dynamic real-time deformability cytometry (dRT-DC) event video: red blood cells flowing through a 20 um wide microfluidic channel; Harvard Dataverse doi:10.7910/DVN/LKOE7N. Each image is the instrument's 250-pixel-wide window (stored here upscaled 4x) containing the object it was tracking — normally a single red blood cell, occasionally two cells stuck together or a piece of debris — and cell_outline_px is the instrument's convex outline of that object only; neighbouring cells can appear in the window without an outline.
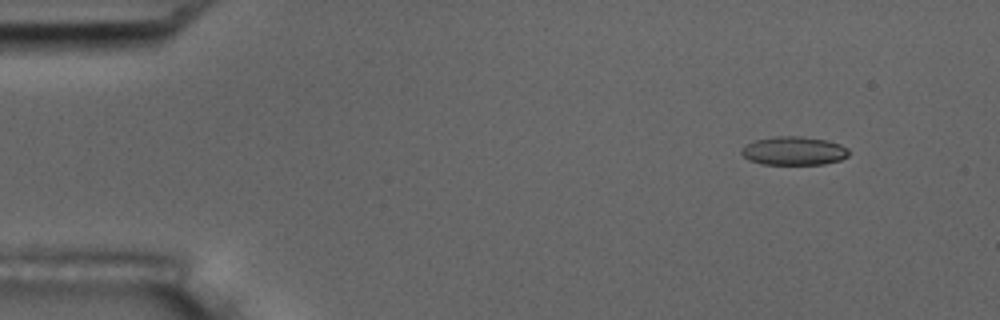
{"species": "common noctule bat (a hibernating species)", "species_latin": "Nyctalus noctula", "temperature_condition": "room temperature", "stored_images_in_passage": 5, "camera_frame_rate_fps": 3000, "um_per_image_px": 0.085, "animal": {"sex": "male", "body_mass_g": 17.5, "forearm_length_mm": 52.3}, "frame": {"image": 1, "passage_image": 1, "time_ms": 0.0, "image_size_px": [1000, 320], "cell_outline_px": [[848, 156], [840, 160], [824, 164], [760, 164], [748, 160], [740, 152], [740, 148], [744, 144], [756, 140], [772, 136], [800, 136], [828, 140], [840, 144], [848, 148]], "centroid_in_image_um": [67.44, 12.81], "position_along_channel_um": 17.6, "area_um2": 18.09}}
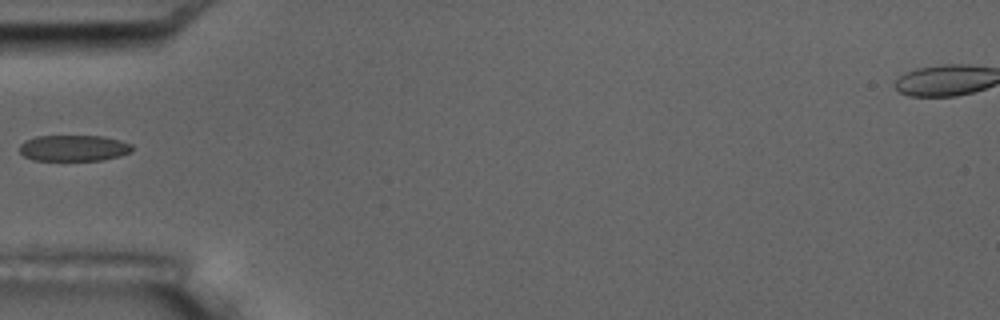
{"frame": {"image": 2, "passage_image": 4, "time_ms": 4.333, "image_size_px": [1000, 320], "cell_outline_px": [[132, 152], [120, 156], [100, 160], [32, 160], [24, 156], [20, 152], [20, 144], [24, 140], [36, 136], [104, 136], [120, 140], [132, 144]], "centroid_in_image_um": [6.26, 12.58], "position_along_channel_um": 78.7, "area_um2": 17.22}}